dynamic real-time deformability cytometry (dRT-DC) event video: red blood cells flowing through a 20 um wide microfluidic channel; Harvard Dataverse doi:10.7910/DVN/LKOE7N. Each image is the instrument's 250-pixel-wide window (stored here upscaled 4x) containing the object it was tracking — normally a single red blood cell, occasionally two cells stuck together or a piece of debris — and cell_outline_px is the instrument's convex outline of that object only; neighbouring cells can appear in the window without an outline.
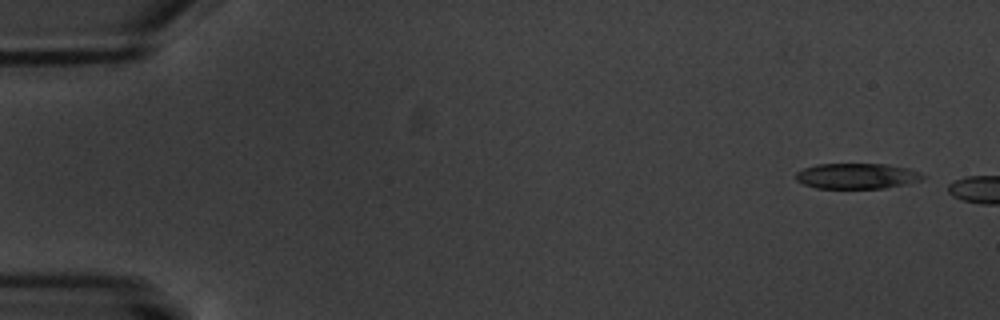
{"species": "common noctule bat (a hibernating species)", "species_latin": "Nyctalus noctula", "temperature_condition": "warm", "stored_images_in_passage": 2, "camera_frame_rate_fps": 3000, "um_per_image_px": 0.085, "animal": {"sex": "male", "body_mass_g": 20.1, "forearm_length_mm": 53.5}, "frame": {"image": 1, "passage_image": 1, "time_ms": 0.0, "image_size_px": [1000, 320], "cell_outline_px": [[924, 176], [920, 180], [908, 184], [884, 188], [816, 188], [804, 184], [796, 180], [796, 172], [804, 168], [816, 164], [888, 164], [908, 168]], "centroid_in_image_um": [72.8, 14.96], "position_along_channel_um": 12.2, "area_um2": 18.79}}